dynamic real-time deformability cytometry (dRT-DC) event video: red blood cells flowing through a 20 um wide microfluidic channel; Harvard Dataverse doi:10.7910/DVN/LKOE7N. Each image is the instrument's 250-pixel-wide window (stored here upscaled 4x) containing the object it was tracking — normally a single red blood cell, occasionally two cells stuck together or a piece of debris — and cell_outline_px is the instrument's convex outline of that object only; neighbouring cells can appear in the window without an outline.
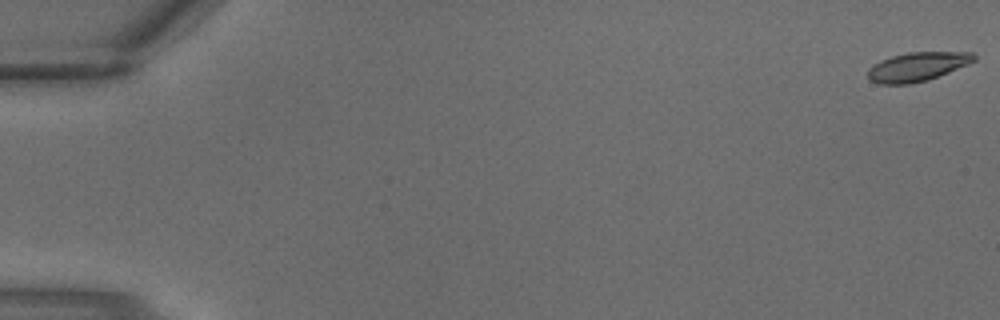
{"species": "common noctule bat (a hibernating species)", "species_latin": "Nyctalus noctula", "temperature_condition": "warm", "stored_images_in_passage": 3, "camera_frame_rate_fps": 3000, "um_per_image_px": 0.085, "animal": {"sex": "male", "body_mass_g": 18.8}, "frame": {"image": 1, "passage_image": 1, "time_ms": 0.0, "image_size_px": [1000, 320], "cell_outline_px": [[976, 60], [968, 64], [928, 80], [908, 84], [880, 84], [868, 80], [868, 68], [872, 64], [880, 60], [892, 56], [908, 52], [972, 52], [976, 56]], "centroid_in_image_um": [77.94, 5.67], "position_along_channel_um": 7.1, "area_um2": 17.98}}